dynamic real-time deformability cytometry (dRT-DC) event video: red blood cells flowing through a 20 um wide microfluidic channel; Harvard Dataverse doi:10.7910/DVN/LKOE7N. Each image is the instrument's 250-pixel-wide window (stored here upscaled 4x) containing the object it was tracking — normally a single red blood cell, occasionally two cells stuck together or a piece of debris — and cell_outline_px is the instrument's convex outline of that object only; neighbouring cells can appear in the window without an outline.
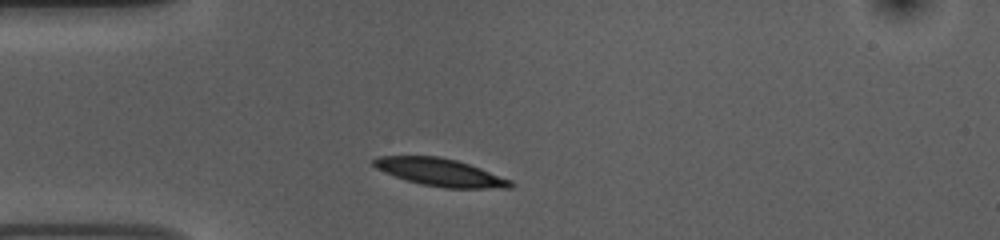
{"species": "common noctule bat (a hibernating species)", "species_latin": "Nyctalus noctula", "temperature_condition": "room temperature", "stored_images_in_passage": 34, "camera_frame_rate_fps": 3000, "um_per_image_px": 0.085, "animal": {"sex": "female", "body_mass_g": 10.0, "forearm_length_mm": 53.1}, "frame": {"image": 1, "passage_image": 1, "time_ms": 0.0, "image_size_px": [1000, 240], "cell_outline_px": [[516, 184], [512, 188], [444, 188], [420, 184], [384, 172], [376, 168], [372, 164], [372, 160], [380, 156], [440, 156], [456, 160], [480, 168], [512, 180]], "centroid_in_image_um": [37.45, 14.65], "position_along_channel_um": 47.5, "area_um2": 21.96}}
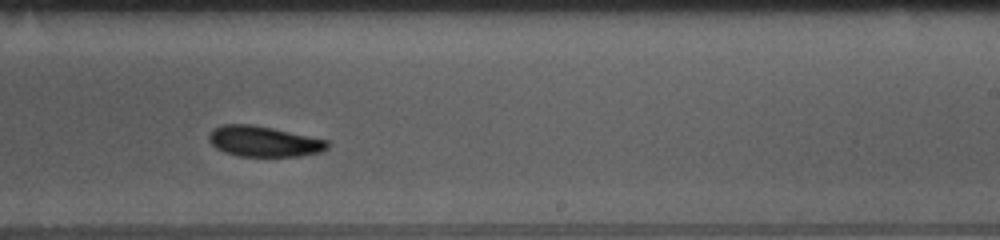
{"frame": {"image": 2, "passage_image": 20, "time_ms": 6.333, "image_size_px": [1000, 240], "cell_outline_px": [[328, 148], [320, 152], [300, 156], [240, 156], [224, 152], [216, 148], [208, 140], [208, 136], [212, 128], [224, 124], [252, 124], [272, 128], [328, 140]], "centroid_in_image_um": [22.39, 12.01], "position_along_channel_um": 266.6, "area_um2": 21.1}}
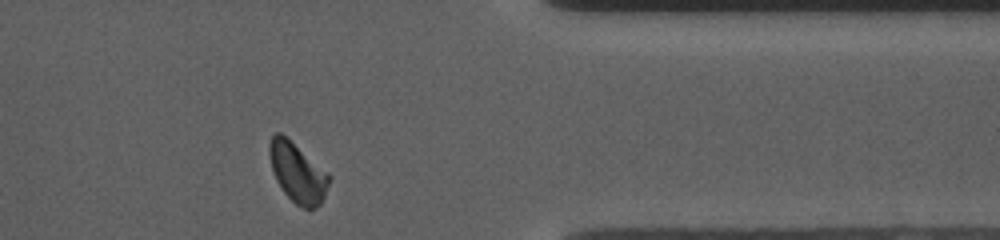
{"frame": {"image": 3, "passage_image": 31, "time_ms": 10.0, "image_size_px": [1000, 240], "cell_outline_px": [[332, 176], [324, 196], [320, 204], [316, 208], [304, 208], [296, 204], [284, 192], [276, 180], [272, 172], [268, 156], [268, 144], [272, 136], [276, 132], [280, 132], [328, 172]], "centroid_in_image_um": [25.27, 14.66], "position_along_channel_um": 386.1, "area_um2": 20.69}, "authors_computed_cell_mechanics": {"area_um2": 21.4727, "velocity_mm_per_s": 3.6749, "shape_relaxation_time_tau1_ms": 1.7519, "shape_relaxation_time_tau2_ms": 3.9472, "deformation_change_tau1": 0.1148, "deformation_change_tau2": 0.0943}}